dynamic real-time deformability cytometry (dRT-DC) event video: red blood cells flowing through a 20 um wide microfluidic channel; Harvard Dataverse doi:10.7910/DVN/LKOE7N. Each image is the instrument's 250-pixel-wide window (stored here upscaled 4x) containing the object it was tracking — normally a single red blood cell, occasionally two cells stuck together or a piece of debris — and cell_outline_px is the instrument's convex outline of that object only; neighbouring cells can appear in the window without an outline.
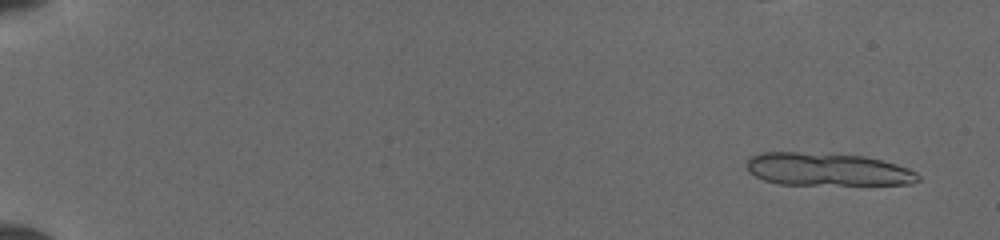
{"species": "common noctule bat (a hibernating species)", "species_latin": "Nyctalus noctula", "temperature_condition": "cold", "stored_images_in_passage": 14, "camera_frame_rate_fps": 3000, "um_per_image_px": 0.085, "animal": {"sex": "female", "body_mass_g": 19.5, "forearm_length_mm": 54.1}, "frame": {"image": 1, "passage_image": 3, "time_ms": 0.667, "image_size_px": [1000, 240], "cell_outline_px": [[920, 180], [912, 184], [780, 184], [764, 180], [748, 172], [748, 160], [756, 152], [796, 152], [864, 156], [896, 164], [908, 168], [916, 172], [920, 176]], "centroid_in_image_um": [70.32, 14.4], "position_along_channel_um": 14.7, "area_um2": 32.54}}